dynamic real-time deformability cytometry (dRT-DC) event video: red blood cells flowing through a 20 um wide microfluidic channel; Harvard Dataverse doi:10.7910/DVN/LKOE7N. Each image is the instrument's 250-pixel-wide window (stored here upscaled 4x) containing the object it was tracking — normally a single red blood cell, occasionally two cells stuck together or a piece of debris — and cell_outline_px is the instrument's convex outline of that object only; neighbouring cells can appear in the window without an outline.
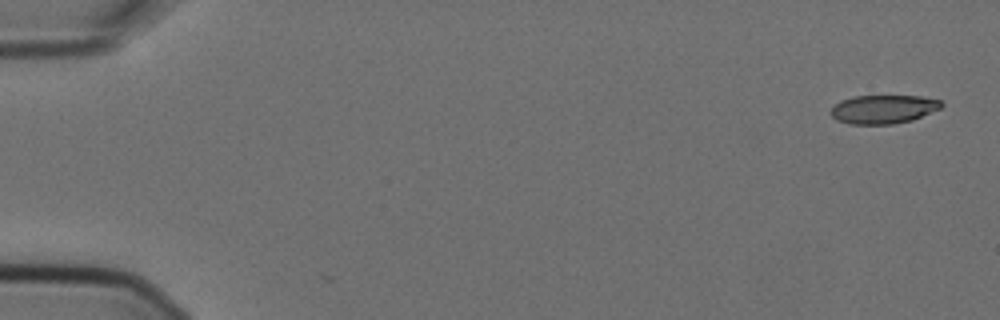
{"species": "Egyptian fruit bat (a non-hibernating species)", "species_latin": "Rousettus aegyptiacus", "temperature_condition": "cold", "stored_images_in_passage": 8, "camera_frame_rate_fps": 3000, "um_per_image_px": 0.085, "animal": {"sex": "female"}, "frame": {"image": 1, "passage_image": 1, "time_ms": 0.0, "image_size_px": [1000, 320], "cell_outline_px": [[944, 104], [940, 108], [912, 120], [892, 124], [848, 124], [836, 120], [828, 112], [840, 100], [852, 96], [920, 96], [940, 100]], "centroid_in_image_um": [75.04, 9.28], "position_along_channel_um": 10.0, "area_um2": 18.5}}